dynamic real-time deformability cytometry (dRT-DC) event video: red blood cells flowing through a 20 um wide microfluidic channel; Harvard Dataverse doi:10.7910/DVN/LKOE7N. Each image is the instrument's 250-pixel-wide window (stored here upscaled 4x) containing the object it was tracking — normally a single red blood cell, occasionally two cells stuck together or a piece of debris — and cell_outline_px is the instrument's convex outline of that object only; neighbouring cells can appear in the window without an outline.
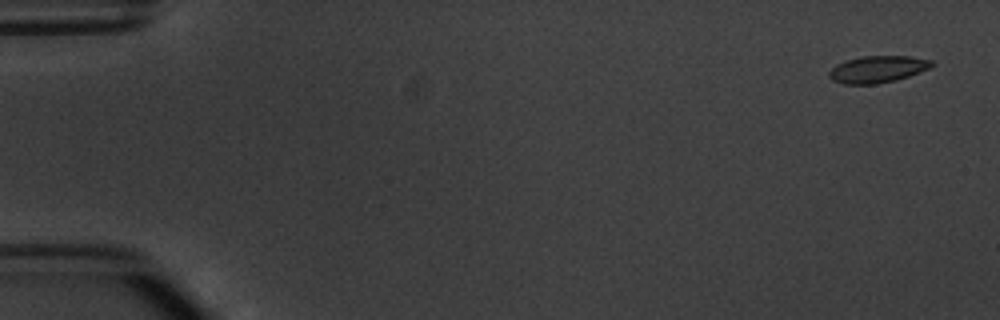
{"species": "common noctule bat (a hibernating species)", "species_latin": "Nyctalus noctula", "temperature_condition": "warm", "stored_images_in_passage": 4, "camera_frame_rate_fps": 3000, "um_per_image_px": 0.085, "animal": {"sex": "male", "body_mass_g": 20.1, "forearm_length_mm": 53.5}, "frame": {"image": 1, "passage_image": 1, "time_ms": 0.0, "image_size_px": [1000, 320], "cell_outline_px": [[936, 64], [928, 68], [908, 76], [896, 80], [876, 84], [844, 84], [832, 80], [828, 76], [828, 72], [836, 64], [844, 60], [860, 56], [908, 56], [932, 60]], "centroid_in_image_um": [74.56, 5.88], "position_along_channel_um": 10.4, "area_um2": 16.13}}
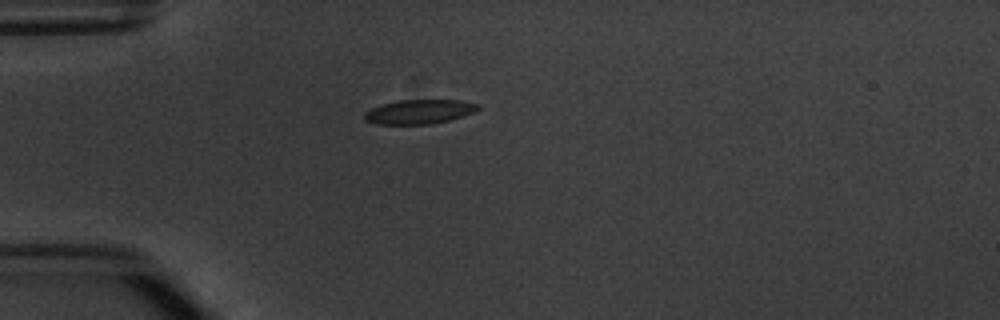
{"frame": {"image": 2, "passage_image": 4, "time_ms": 4.333, "image_size_px": [1000, 320], "cell_outline_px": [[480, 108], [464, 116], [432, 124], [376, 124], [364, 120], [364, 112], [372, 108], [396, 100], [460, 100], [480, 104]], "centroid_in_image_um": [35.63, 9.49], "position_along_channel_um": 49.4, "area_um2": 16.07}}